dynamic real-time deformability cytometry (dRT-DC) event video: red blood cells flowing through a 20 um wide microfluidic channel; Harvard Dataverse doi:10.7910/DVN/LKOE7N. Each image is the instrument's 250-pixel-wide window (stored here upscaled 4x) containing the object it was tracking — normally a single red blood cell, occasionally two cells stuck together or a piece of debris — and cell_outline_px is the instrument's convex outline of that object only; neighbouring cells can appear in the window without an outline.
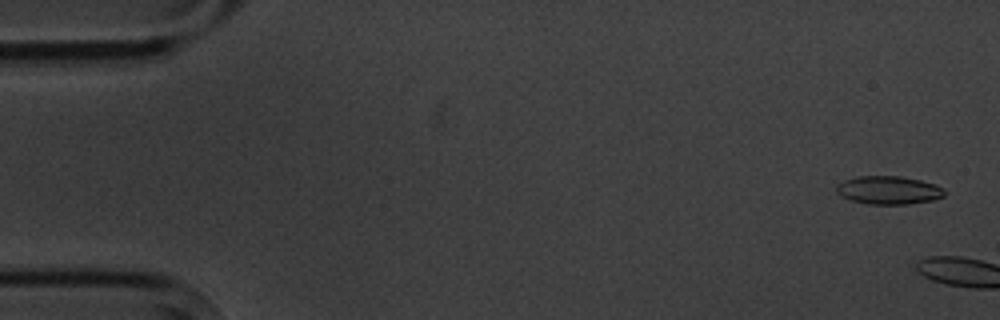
{"species": "common noctule bat (a hibernating species)", "species_latin": "Nyctalus noctula", "temperature_condition": "cold", "stored_images_in_passage": 6, "camera_frame_rate_fps": 3000, "um_per_image_px": 0.085, "animal": {"sex": "male", "body_mass_g": 20.1, "forearm_length_mm": 53.5}, "frame": {"image": 1, "passage_image": 1, "time_ms": 0.0, "image_size_px": [1000, 320], "cell_outline_px": [[944, 196], [932, 200], [908, 204], [868, 204], [852, 200], [840, 196], [836, 192], [836, 184], [844, 180], [856, 176], [900, 176], [920, 180], [936, 184], [944, 188]], "centroid_in_image_um": [75.51, 16.16], "position_along_channel_um": 9.5, "area_um2": 17.86}}
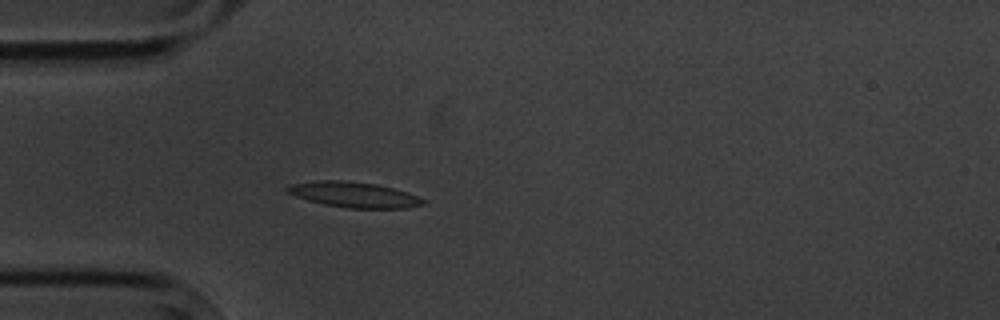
{"frame": {"image": 2, "passage_image": 6, "time_ms": 6.0, "image_size_px": [1000, 320], "cell_outline_px": [[428, 200], [424, 204], [408, 208], [348, 208], [324, 204], [308, 200], [296, 196], [288, 192], [284, 188], [292, 184], [316, 180], [340, 180], [376, 184], [408, 192]], "centroid_in_image_um": [30.12, 16.55], "position_along_channel_um": 54.9, "area_um2": 20.11}}